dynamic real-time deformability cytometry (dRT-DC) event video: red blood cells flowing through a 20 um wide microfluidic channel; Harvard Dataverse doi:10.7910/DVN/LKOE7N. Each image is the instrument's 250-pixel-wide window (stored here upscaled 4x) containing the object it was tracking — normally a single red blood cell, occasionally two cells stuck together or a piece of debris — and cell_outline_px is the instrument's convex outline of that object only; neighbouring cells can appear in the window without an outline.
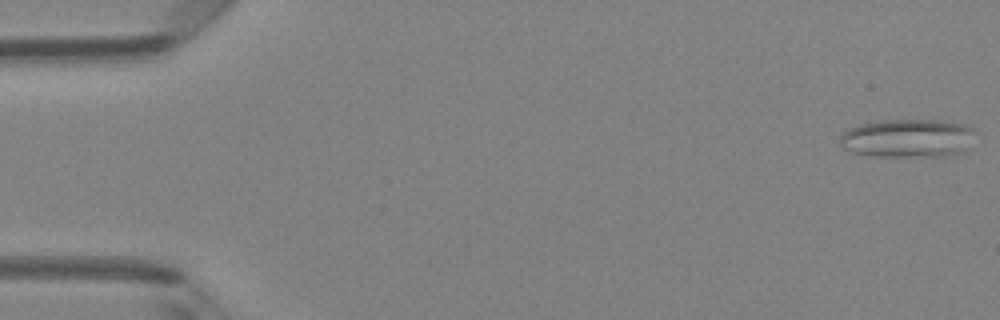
{"species": "Egyptian fruit bat (a non-hibernating species)", "species_latin": "Rousettus aegyptiacus", "temperature_condition": "room temperature", "stored_images_in_passage": 48, "camera_frame_rate_fps": 3000, "um_per_image_px": 0.085, "animal": {"sex": "female"}, "frame": {"image": 1, "passage_image": 1, "time_ms": 0.0, "image_size_px": [1000, 320], "cell_outline_px": [[976, 132], [964, 148], [956, 152], [940, 156], [868, 156], [852, 152], [844, 148], [840, 144], [840, 136], [848, 128], [860, 124], [884, 120], [940, 120], [964, 124], [972, 128]], "centroid_in_image_um": [77.09, 11.73], "position_along_channel_um": 7.9, "area_um2": 30.0}}
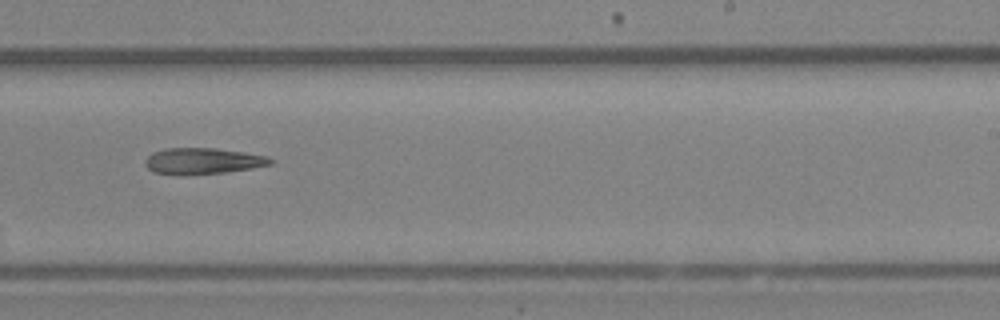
{"frame": {"image": 2, "passage_image": 30, "time_ms": 9.667, "image_size_px": [1000, 320], "cell_outline_px": [[272, 164], [252, 168], [224, 172], [156, 172], [148, 168], [144, 164], [144, 160], [152, 152], [168, 148], [216, 148], [268, 156], [272, 160]], "centroid_in_image_um": [17.27, 13.63], "position_along_channel_um": 271.7, "area_um2": 18.15}}
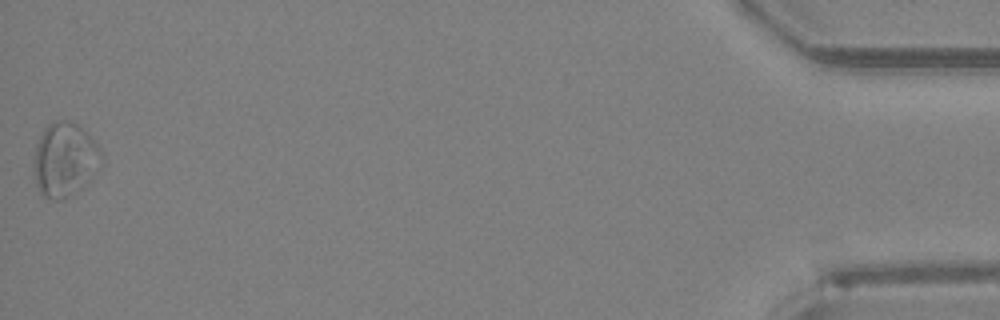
{"frame": {"image": 3, "passage_image": 48, "time_ms": 15.667, "image_size_px": [1000, 320], "cell_outline_px": [[104, 164], [80, 188], [60, 200], [52, 200], [44, 196], [40, 192], [36, 184], [32, 164], [32, 160], [36, 144], [44, 128], [52, 120], [72, 120], [100, 148], [104, 160]], "centroid_in_image_um": [5.48, 13.55], "position_along_channel_um": 429.7, "area_um2": 29.3}}